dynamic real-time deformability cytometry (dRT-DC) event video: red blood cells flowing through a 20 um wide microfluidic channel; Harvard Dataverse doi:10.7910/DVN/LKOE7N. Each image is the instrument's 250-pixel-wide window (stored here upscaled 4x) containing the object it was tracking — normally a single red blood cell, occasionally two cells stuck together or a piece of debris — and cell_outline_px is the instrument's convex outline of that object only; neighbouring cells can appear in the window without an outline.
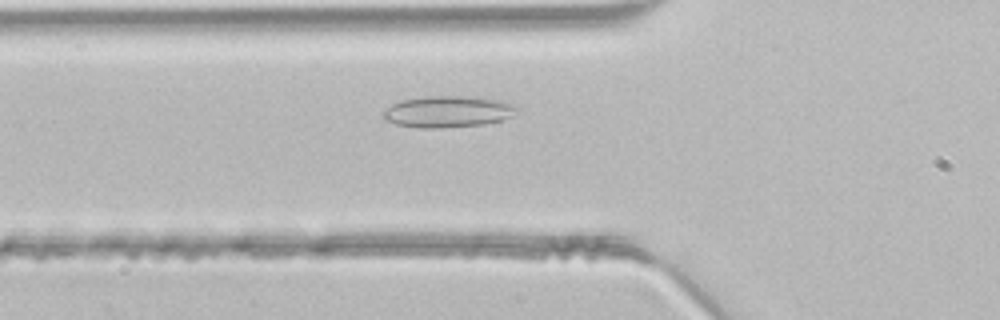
{"species": "common noctule bat (a hibernating species)", "species_latin": "Nyctalus noctula", "temperature_condition": "room temperature", "stored_images_in_passage": 40, "camera_frame_rate_fps": 3000, "um_per_image_px": 0.085, "animal": {"sex": "male", "body_mass_g": 21.5, "forearm_length_mm": 52.0}, "frame": {"image": 1, "passage_image": 10, "time_ms": 3.0, "image_size_px": [1000, 320], "cell_outline_px": [[520, 108], [512, 116], [504, 120], [484, 124], [440, 128], [420, 128], [396, 124], [384, 120], [380, 116], [380, 112], [392, 104], [400, 100], [428, 96], [464, 96], [504, 100], [520, 104]], "centroid_in_image_um": [38.1, 9.48], "position_along_channel_um": 87.7, "area_um2": 25.14}}
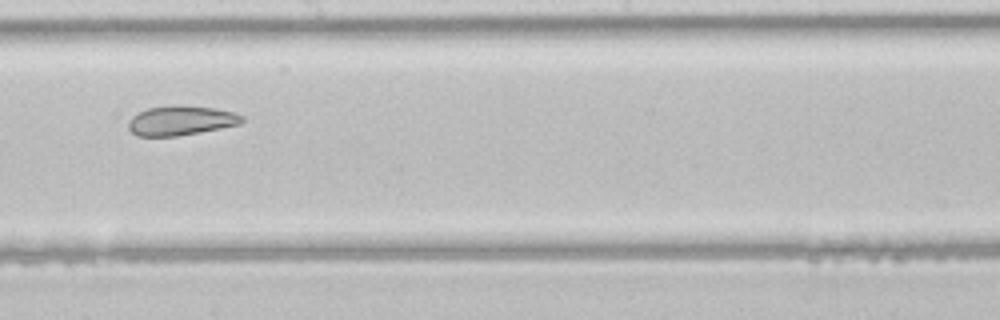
{"frame": {"image": 2, "passage_image": 20, "time_ms": 6.333, "image_size_px": [1000, 320], "cell_outline_px": [[244, 120], [240, 124], [220, 128], [176, 136], [136, 136], [128, 128], [128, 124], [132, 116], [148, 108], [176, 104], [180, 104], [216, 108], [236, 112], [244, 116]], "centroid_in_image_um": [15.4, 10.23], "position_along_channel_um": 232.8, "area_um2": 19.71}}
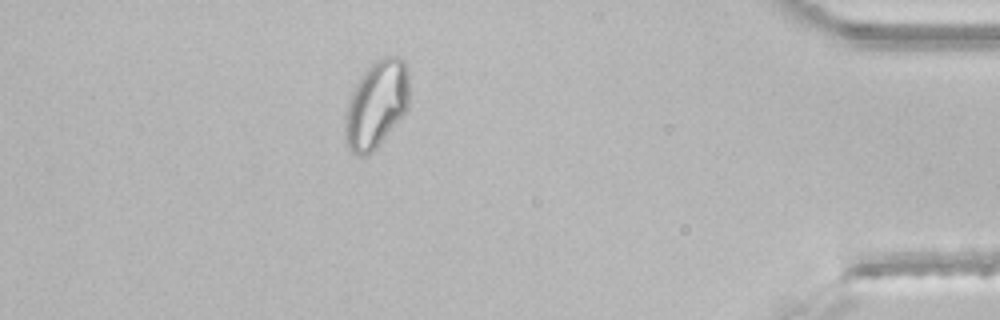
{"frame": {"image": 3, "passage_image": 35, "time_ms": 11.333, "image_size_px": [1000, 320], "cell_outline_px": [[408, 108], [380, 144], [368, 156], [356, 156], [348, 148], [344, 136], [344, 116], [352, 92], [356, 84], [364, 72], [380, 56], [400, 56], [404, 60], [408, 68]], "centroid_in_image_um": [31.98, 8.89], "position_along_channel_um": 403.2, "area_um2": 32.83}}